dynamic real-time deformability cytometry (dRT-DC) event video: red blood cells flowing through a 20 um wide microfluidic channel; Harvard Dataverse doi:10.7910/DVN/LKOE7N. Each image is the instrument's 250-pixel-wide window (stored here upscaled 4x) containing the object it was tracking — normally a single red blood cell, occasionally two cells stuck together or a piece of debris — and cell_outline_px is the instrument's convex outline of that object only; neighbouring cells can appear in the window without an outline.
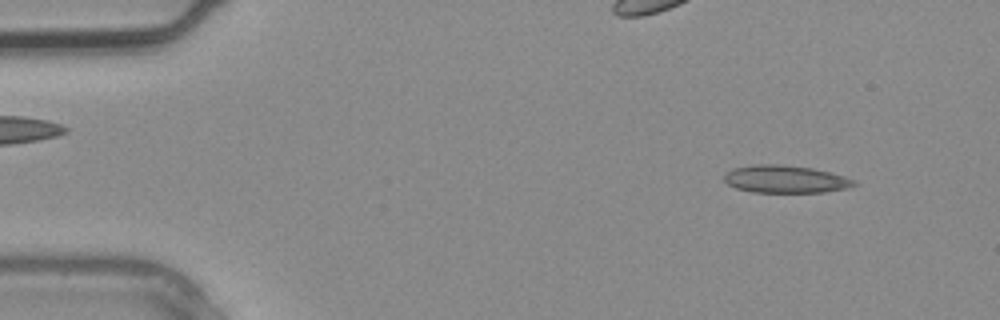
{"species": "common noctule bat (a hibernating species)", "species_latin": "Nyctalus noctula", "temperature_condition": "warm", "stored_images_in_passage": 3, "segment_of_instrument_passage": [2, 2], "camera_frame_rate_fps": 3000, "um_per_image_px": 0.085, "animal": {"sex": "male", "body_mass_g": 20.4}, "frame": {"image": 1, "passage_image": 3, "time_ms": 0.667, "image_size_px": [1000, 320], "cell_outline_px": [[860, 184], [848, 188], [824, 192], [752, 192], [736, 188], [728, 184], [724, 180], [724, 176], [732, 168], [752, 164], [780, 164], [812, 168], [844, 176], [856, 180]], "centroid_in_image_um": [66.78, 15.23], "position_along_channel_um": 18.2, "area_um2": 20.98}}